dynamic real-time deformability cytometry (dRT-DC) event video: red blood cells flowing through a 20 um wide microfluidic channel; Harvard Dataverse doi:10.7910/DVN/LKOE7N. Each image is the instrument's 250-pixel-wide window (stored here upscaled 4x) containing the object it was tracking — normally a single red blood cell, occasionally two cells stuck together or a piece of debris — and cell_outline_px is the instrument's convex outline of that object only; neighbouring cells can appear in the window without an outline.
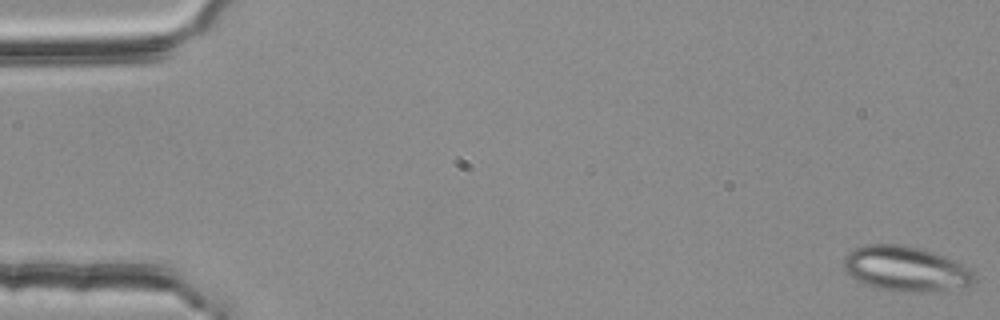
{"species": "common noctule bat (a hibernating species)", "species_latin": "Nyctalus noctula", "temperature_condition": "room temperature", "stored_images_in_passage": 5, "camera_frame_rate_fps": 3000, "um_per_image_px": 0.085, "animal": {"sex": "female", "body_mass_g": 25.1}, "frame": {"image": 1, "passage_image": 1, "time_ms": 0.0, "image_size_px": [1000, 320], "cell_outline_px": [[972, 284], [964, 288], [924, 292], [904, 292], [880, 288], [864, 284], [856, 280], [844, 268], [844, 256], [848, 252], [856, 248], [868, 244], [904, 244], [920, 248], [956, 260], [972, 268]], "centroid_in_image_um": [77.01, 22.84], "position_along_channel_um": 8.0, "area_um2": 34.33}}